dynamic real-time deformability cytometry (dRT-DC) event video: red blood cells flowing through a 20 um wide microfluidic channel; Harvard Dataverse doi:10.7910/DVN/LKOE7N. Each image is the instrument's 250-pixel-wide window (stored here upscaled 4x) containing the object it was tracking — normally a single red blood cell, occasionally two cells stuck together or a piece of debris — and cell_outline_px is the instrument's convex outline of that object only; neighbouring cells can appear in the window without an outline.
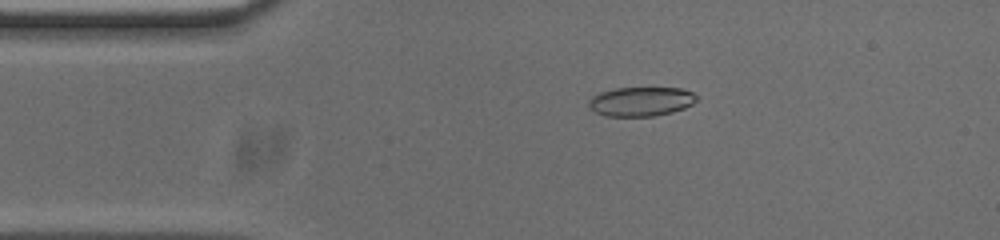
{"species": "common noctule bat (a hibernating species)", "species_latin": "Nyctalus noctula", "temperature_condition": "cold", "stored_images_in_passage": 53, "camera_frame_rate_fps": 3000, "um_per_image_px": 0.085, "animal": {"sex": "male", "body_mass_g": 20.0, "forearm_length_mm": 53.3}, "frame": {"image": 1, "passage_image": 9, "time_ms": 2.667, "image_size_px": [1000, 240], "cell_outline_px": [[696, 100], [692, 104], [684, 108], [672, 112], [652, 116], [604, 116], [596, 112], [588, 104], [588, 100], [592, 96], [600, 92], [616, 88], [680, 88], [692, 92], [696, 96]], "centroid_in_image_um": [54.46, 8.62], "position_along_channel_um": 30.5, "area_um2": 18.26}}
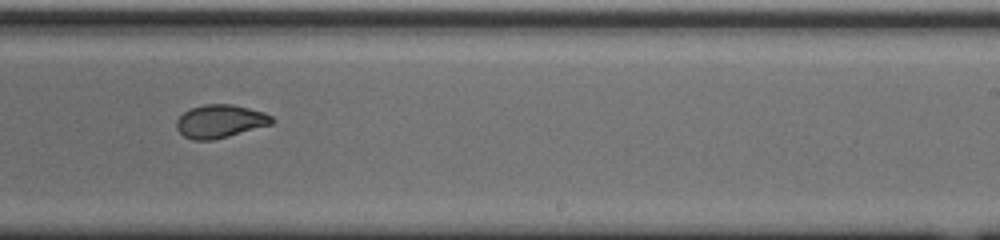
{"frame": {"image": 2, "passage_image": 31, "time_ms": 10.0, "image_size_px": [1000, 240], "cell_outline_px": [[276, 120], [272, 124], [228, 136], [212, 140], [192, 140], [184, 136], [176, 128], [176, 120], [184, 112], [192, 108], [204, 104], [232, 104], [264, 112], [272, 116]], "centroid_in_image_um": [18.72, 10.31], "position_along_channel_um": 270.3, "area_um2": 18.38}}
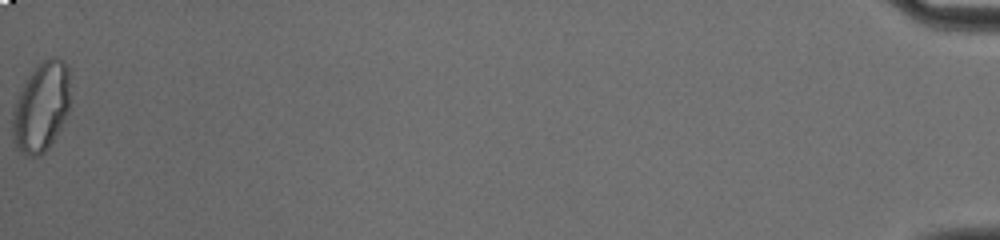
{"frame": {"image": 3, "passage_image": 53, "time_ms": 17.333, "image_size_px": [1000, 240], "cell_outline_px": [[68, 112], [60, 128], [48, 148], [40, 156], [24, 156], [16, 148], [12, 140], [12, 112], [16, 100], [28, 76], [36, 64], [52, 56], [56, 56], [64, 60], [68, 64]], "centroid_in_image_um": [3.48, 9.1], "position_along_channel_um": 431.7, "area_um2": 30.23}, "authors_computed_cell_mechanics": {"area_um2": 19.1318, "velocity_mm_per_s": 3.7497, "shape_relaxation_time_tau1_ms": 5.2352, "shape_relaxation_time_tau2_ms": 1.6755, "deformation_change_tau1": 0.147, "deformation_change_tau2": 0.056}}